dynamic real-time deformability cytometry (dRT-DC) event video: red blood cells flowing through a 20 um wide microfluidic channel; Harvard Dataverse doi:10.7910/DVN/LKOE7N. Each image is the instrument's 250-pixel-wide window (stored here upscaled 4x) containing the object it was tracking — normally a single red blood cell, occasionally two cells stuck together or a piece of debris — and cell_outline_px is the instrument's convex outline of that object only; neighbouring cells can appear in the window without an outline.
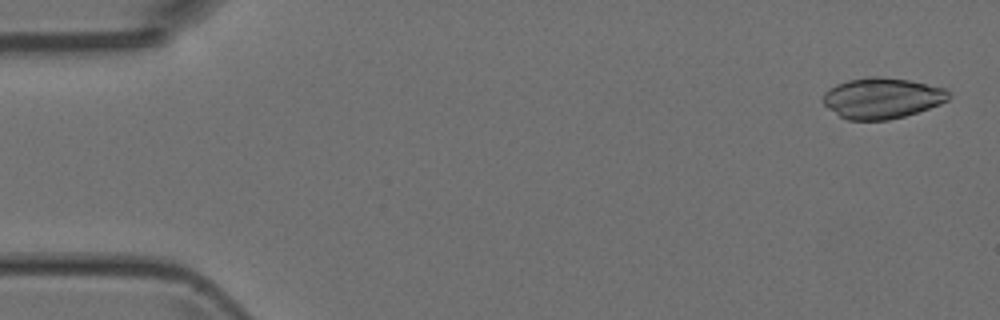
{"species": "Egyptian fruit bat (a non-hibernating species)", "species_latin": "Rousettus aegyptiacus", "temperature_condition": "room temperature", "stored_images_in_passage": 8, "camera_frame_rate_fps": 3000, "um_per_image_px": 0.085, "animal": {"sex": "female"}, "frame": {"image": 1, "passage_image": 2, "time_ms": 0.333, "image_size_px": [1000, 320], "cell_outline_px": [[944, 100], [936, 104], [900, 116], [880, 120], [852, 120], [844, 116], [836, 88], [844, 84], [856, 80], [904, 80], [936, 88]], "centroid_in_image_um": [75.2, 8.39], "position_along_channel_um": 9.8, "area_um2": 23.87}}